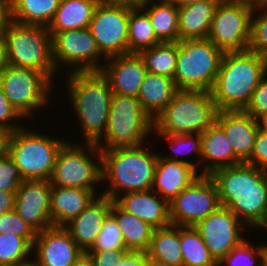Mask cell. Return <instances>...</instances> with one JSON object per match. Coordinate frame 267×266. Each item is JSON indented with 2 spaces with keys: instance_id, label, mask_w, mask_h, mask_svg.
<instances>
[{
  "instance_id": "1",
  "label": "cell",
  "mask_w": 267,
  "mask_h": 266,
  "mask_svg": "<svg viewBox=\"0 0 267 266\" xmlns=\"http://www.w3.org/2000/svg\"><path fill=\"white\" fill-rule=\"evenodd\" d=\"M219 202L249 229L267 231V171L245 162L216 169L210 175Z\"/></svg>"
},
{
  "instance_id": "2",
  "label": "cell",
  "mask_w": 267,
  "mask_h": 266,
  "mask_svg": "<svg viewBox=\"0 0 267 266\" xmlns=\"http://www.w3.org/2000/svg\"><path fill=\"white\" fill-rule=\"evenodd\" d=\"M266 74L264 55L249 50L224 52L211 90L217 110H245Z\"/></svg>"
},
{
  "instance_id": "3",
  "label": "cell",
  "mask_w": 267,
  "mask_h": 266,
  "mask_svg": "<svg viewBox=\"0 0 267 266\" xmlns=\"http://www.w3.org/2000/svg\"><path fill=\"white\" fill-rule=\"evenodd\" d=\"M66 76L68 99L75 109L83 142L96 144L104 136L108 124L113 95L109 80L101 71L73 72Z\"/></svg>"
},
{
  "instance_id": "4",
  "label": "cell",
  "mask_w": 267,
  "mask_h": 266,
  "mask_svg": "<svg viewBox=\"0 0 267 266\" xmlns=\"http://www.w3.org/2000/svg\"><path fill=\"white\" fill-rule=\"evenodd\" d=\"M144 145L100 150L102 183H109L101 195L115 200L121 194L152 189L159 154Z\"/></svg>"
},
{
  "instance_id": "5",
  "label": "cell",
  "mask_w": 267,
  "mask_h": 266,
  "mask_svg": "<svg viewBox=\"0 0 267 266\" xmlns=\"http://www.w3.org/2000/svg\"><path fill=\"white\" fill-rule=\"evenodd\" d=\"M217 111L211 91L178 90L153 121V133H202L215 122Z\"/></svg>"
},
{
  "instance_id": "6",
  "label": "cell",
  "mask_w": 267,
  "mask_h": 266,
  "mask_svg": "<svg viewBox=\"0 0 267 266\" xmlns=\"http://www.w3.org/2000/svg\"><path fill=\"white\" fill-rule=\"evenodd\" d=\"M31 129L23 126L8 133L6 152L24 180H49L58 152L68 140Z\"/></svg>"
},
{
  "instance_id": "7",
  "label": "cell",
  "mask_w": 267,
  "mask_h": 266,
  "mask_svg": "<svg viewBox=\"0 0 267 266\" xmlns=\"http://www.w3.org/2000/svg\"><path fill=\"white\" fill-rule=\"evenodd\" d=\"M7 64L44 73L52 82L56 69L52 57V36L46 26L11 21L5 30Z\"/></svg>"
},
{
  "instance_id": "8",
  "label": "cell",
  "mask_w": 267,
  "mask_h": 266,
  "mask_svg": "<svg viewBox=\"0 0 267 266\" xmlns=\"http://www.w3.org/2000/svg\"><path fill=\"white\" fill-rule=\"evenodd\" d=\"M223 54L208 38L178 41L173 79L178 90L211 91Z\"/></svg>"
},
{
  "instance_id": "9",
  "label": "cell",
  "mask_w": 267,
  "mask_h": 266,
  "mask_svg": "<svg viewBox=\"0 0 267 266\" xmlns=\"http://www.w3.org/2000/svg\"><path fill=\"white\" fill-rule=\"evenodd\" d=\"M153 133V120L144 112L137 97L114 94L104 136L96 143L100 150L136 147Z\"/></svg>"
},
{
  "instance_id": "10",
  "label": "cell",
  "mask_w": 267,
  "mask_h": 266,
  "mask_svg": "<svg viewBox=\"0 0 267 266\" xmlns=\"http://www.w3.org/2000/svg\"><path fill=\"white\" fill-rule=\"evenodd\" d=\"M75 142L67 141L59 150L49 181L52 186L97 190L102 183L101 151L96 144Z\"/></svg>"
},
{
  "instance_id": "11",
  "label": "cell",
  "mask_w": 267,
  "mask_h": 266,
  "mask_svg": "<svg viewBox=\"0 0 267 266\" xmlns=\"http://www.w3.org/2000/svg\"><path fill=\"white\" fill-rule=\"evenodd\" d=\"M0 86L9 103L24 119L29 120L34 117L35 111L38 112L40 107L43 111L42 108L50 103L54 85L38 70L7 65L0 72Z\"/></svg>"
},
{
  "instance_id": "12",
  "label": "cell",
  "mask_w": 267,
  "mask_h": 266,
  "mask_svg": "<svg viewBox=\"0 0 267 266\" xmlns=\"http://www.w3.org/2000/svg\"><path fill=\"white\" fill-rule=\"evenodd\" d=\"M50 34L52 57L57 72L64 66H69L67 73L102 70L106 58L100 53L89 28Z\"/></svg>"
},
{
  "instance_id": "13",
  "label": "cell",
  "mask_w": 267,
  "mask_h": 266,
  "mask_svg": "<svg viewBox=\"0 0 267 266\" xmlns=\"http://www.w3.org/2000/svg\"><path fill=\"white\" fill-rule=\"evenodd\" d=\"M220 206L218 189L210 175H199L169 202L172 225L194 226Z\"/></svg>"
},
{
  "instance_id": "14",
  "label": "cell",
  "mask_w": 267,
  "mask_h": 266,
  "mask_svg": "<svg viewBox=\"0 0 267 266\" xmlns=\"http://www.w3.org/2000/svg\"><path fill=\"white\" fill-rule=\"evenodd\" d=\"M252 12L250 7L223 0L215 9L207 38L223 52L247 50Z\"/></svg>"
},
{
  "instance_id": "15",
  "label": "cell",
  "mask_w": 267,
  "mask_h": 266,
  "mask_svg": "<svg viewBox=\"0 0 267 266\" xmlns=\"http://www.w3.org/2000/svg\"><path fill=\"white\" fill-rule=\"evenodd\" d=\"M129 13L130 8L97 5L89 29L106 59L128 54Z\"/></svg>"
},
{
  "instance_id": "16",
  "label": "cell",
  "mask_w": 267,
  "mask_h": 266,
  "mask_svg": "<svg viewBox=\"0 0 267 266\" xmlns=\"http://www.w3.org/2000/svg\"><path fill=\"white\" fill-rule=\"evenodd\" d=\"M194 227L217 262L245 240L242 233L247 229L233 212L221 205Z\"/></svg>"
},
{
  "instance_id": "17",
  "label": "cell",
  "mask_w": 267,
  "mask_h": 266,
  "mask_svg": "<svg viewBox=\"0 0 267 266\" xmlns=\"http://www.w3.org/2000/svg\"><path fill=\"white\" fill-rule=\"evenodd\" d=\"M32 254L36 266H74L85 258L70 233L56 226L37 232Z\"/></svg>"
},
{
  "instance_id": "18",
  "label": "cell",
  "mask_w": 267,
  "mask_h": 266,
  "mask_svg": "<svg viewBox=\"0 0 267 266\" xmlns=\"http://www.w3.org/2000/svg\"><path fill=\"white\" fill-rule=\"evenodd\" d=\"M51 188L49 180H24L16 191L14 209L36 232L53 227Z\"/></svg>"
},
{
  "instance_id": "19",
  "label": "cell",
  "mask_w": 267,
  "mask_h": 266,
  "mask_svg": "<svg viewBox=\"0 0 267 266\" xmlns=\"http://www.w3.org/2000/svg\"><path fill=\"white\" fill-rule=\"evenodd\" d=\"M101 72L114 94L137 97L148 71L139 54L128 53L107 58Z\"/></svg>"
},
{
  "instance_id": "20",
  "label": "cell",
  "mask_w": 267,
  "mask_h": 266,
  "mask_svg": "<svg viewBox=\"0 0 267 266\" xmlns=\"http://www.w3.org/2000/svg\"><path fill=\"white\" fill-rule=\"evenodd\" d=\"M215 122L224 130L234 154L246 162L254 149L259 123L244 110L217 111Z\"/></svg>"
},
{
  "instance_id": "21",
  "label": "cell",
  "mask_w": 267,
  "mask_h": 266,
  "mask_svg": "<svg viewBox=\"0 0 267 266\" xmlns=\"http://www.w3.org/2000/svg\"><path fill=\"white\" fill-rule=\"evenodd\" d=\"M111 204L112 199L98 195L78 216L64 226L84 253L93 247L105 220L110 215Z\"/></svg>"
},
{
  "instance_id": "22",
  "label": "cell",
  "mask_w": 267,
  "mask_h": 266,
  "mask_svg": "<svg viewBox=\"0 0 267 266\" xmlns=\"http://www.w3.org/2000/svg\"><path fill=\"white\" fill-rule=\"evenodd\" d=\"M114 201L154 229L171 225L169 202L152 189L121 194Z\"/></svg>"
},
{
  "instance_id": "23",
  "label": "cell",
  "mask_w": 267,
  "mask_h": 266,
  "mask_svg": "<svg viewBox=\"0 0 267 266\" xmlns=\"http://www.w3.org/2000/svg\"><path fill=\"white\" fill-rule=\"evenodd\" d=\"M99 190L52 186L50 218L53 226L64 227L78 216L98 195Z\"/></svg>"
},
{
  "instance_id": "24",
  "label": "cell",
  "mask_w": 267,
  "mask_h": 266,
  "mask_svg": "<svg viewBox=\"0 0 267 266\" xmlns=\"http://www.w3.org/2000/svg\"><path fill=\"white\" fill-rule=\"evenodd\" d=\"M199 175L192 165L167 160L159 152L152 190L170 202Z\"/></svg>"
},
{
  "instance_id": "25",
  "label": "cell",
  "mask_w": 267,
  "mask_h": 266,
  "mask_svg": "<svg viewBox=\"0 0 267 266\" xmlns=\"http://www.w3.org/2000/svg\"><path fill=\"white\" fill-rule=\"evenodd\" d=\"M201 138V164H206L201 167L200 175H211L216 169L243 163L234 154L224 130L216 122L201 133Z\"/></svg>"
},
{
  "instance_id": "26",
  "label": "cell",
  "mask_w": 267,
  "mask_h": 266,
  "mask_svg": "<svg viewBox=\"0 0 267 266\" xmlns=\"http://www.w3.org/2000/svg\"><path fill=\"white\" fill-rule=\"evenodd\" d=\"M222 1H200L179 7V41L207 38L215 9Z\"/></svg>"
},
{
  "instance_id": "27",
  "label": "cell",
  "mask_w": 267,
  "mask_h": 266,
  "mask_svg": "<svg viewBox=\"0 0 267 266\" xmlns=\"http://www.w3.org/2000/svg\"><path fill=\"white\" fill-rule=\"evenodd\" d=\"M177 91L173 79L147 72L137 99L144 112L154 121Z\"/></svg>"
},
{
  "instance_id": "28",
  "label": "cell",
  "mask_w": 267,
  "mask_h": 266,
  "mask_svg": "<svg viewBox=\"0 0 267 266\" xmlns=\"http://www.w3.org/2000/svg\"><path fill=\"white\" fill-rule=\"evenodd\" d=\"M110 215L120 228L127 251H148L154 231L152 226L123 210L114 200H112Z\"/></svg>"
},
{
  "instance_id": "29",
  "label": "cell",
  "mask_w": 267,
  "mask_h": 266,
  "mask_svg": "<svg viewBox=\"0 0 267 266\" xmlns=\"http://www.w3.org/2000/svg\"><path fill=\"white\" fill-rule=\"evenodd\" d=\"M97 5L96 0H61L47 27L49 32L89 28Z\"/></svg>"
},
{
  "instance_id": "30",
  "label": "cell",
  "mask_w": 267,
  "mask_h": 266,
  "mask_svg": "<svg viewBox=\"0 0 267 266\" xmlns=\"http://www.w3.org/2000/svg\"><path fill=\"white\" fill-rule=\"evenodd\" d=\"M141 8L148 14L160 42L179 41L177 5L170 0H147Z\"/></svg>"
},
{
  "instance_id": "31",
  "label": "cell",
  "mask_w": 267,
  "mask_h": 266,
  "mask_svg": "<svg viewBox=\"0 0 267 266\" xmlns=\"http://www.w3.org/2000/svg\"><path fill=\"white\" fill-rule=\"evenodd\" d=\"M180 245V226L171 224L164 228L154 229L147 251L149 261L183 266Z\"/></svg>"
},
{
  "instance_id": "32",
  "label": "cell",
  "mask_w": 267,
  "mask_h": 266,
  "mask_svg": "<svg viewBox=\"0 0 267 266\" xmlns=\"http://www.w3.org/2000/svg\"><path fill=\"white\" fill-rule=\"evenodd\" d=\"M61 0H11L12 20L48 27Z\"/></svg>"
},
{
  "instance_id": "33",
  "label": "cell",
  "mask_w": 267,
  "mask_h": 266,
  "mask_svg": "<svg viewBox=\"0 0 267 266\" xmlns=\"http://www.w3.org/2000/svg\"><path fill=\"white\" fill-rule=\"evenodd\" d=\"M161 43L153 30L148 14L142 8H130L128 53H137Z\"/></svg>"
},
{
  "instance_id": "34",
  "label": "cell",
  "mask_w": 267,
  "mask_h": 266,
  "mask_svg": "<svg viewBox=\"0 0 267 266\" xmlns=\"http://www.w3.org/2000/svg\"><path fill=\"white\" fill-rule=\"evenodd\" d=\"M183 266H218L194 226H180Z\"/></svg>"
},
{
  "instance_id": "35",
  "label": "cell",
  "mask_w": 267,
  "mask_h": 266,
  "mask_svg": "<svg viewBox=\"0 0 267 266\" xmlns=\"http://www.w3.org/2000/svg\"><path fill=\"white\" fill-rule=\"evenodd\" d=\"M149 73L174 79L177 42H161L139 53Z\"/></svg>"
},
{
  "instance_id": "36",
  "label": "cell",
  "mask_w": 267,
  "mask_h": 266,
  "mask_svg": "<svg viewBox=\"0 0 267 266\" xmlns=\"http://www.w3.org/2000/svg\"><path fill=\"white\" fill-rule=\"evenodd\" d=\"M155 137L158 136L161 140H166L168 142V147L170 146V150L173 152L165 155H160L162 158L172 161L182 162L188 165H192L197 171H199V167H201V151H202V138L201 133H188V134H159L152 133ZM163 138V139H162ZM193 152V153H192ZM188 153L197 154V158L200 157L199 160H196V163L190 161V158L182 159L181 157L184 155H188ZM199 155V156H198ZM181 156V157H180Z\"/></svg>"
},
{
  "instance_id": "37",
  "label": "cell",
  "mask_w": 267,
  "mask_h": 266,
  "mask_svg": "<svg viewBox=\"0 0 267 266\" xmlns=\"http://www.w3.org/2000/svg\"><path fill=\"white\" fill-rule=\"evenodd\" d=\"M254 245L245 239L223 257L218 266H266L267 244Z\"/></svg>"
},
{
  "instance_id": "38",
  "label": "cell",
  "mask_w": 267,
  "mask_h": 266,
  "mask_svg": "<svg viewBox=\"0 0 267 266\" xmlns=\"http://www.w3.org/2000/svg\"><path fill=\"white\" fill-rule=\"evenodd\" d=\"M32 246L22 237L14 234H0V266L24 263L30 259Z\"/></svg>"
},
{
  "instance_id": "39",
  "label": "cell",
  "mask_w": 267,
  "mask_h": 266,
  "mask_svg": "<svg viewBox=\"0 0 267 266\" xmlns=\"http://www.w3.org/2000/svg\"><path fill=\"white\" fill-rule=\"evenodd\" d=\"M255 13L257 14L255 15ZM247 50L267 56V7L253 9Z\"/></svg>"
},
{
  "instance_id": "40",
  "label": "cell",
  "mask_w": 267,
  "mask_h": 266,
  "mask_svg": "<svg viewBox=\"0 0 267 266\" xmlns=\"http://www.w3.org/2000/svg\"><path fill=\"white\" fill-rule=\"evenodd\" d=\"M9 233L22 236L31 246L37 232L13 209L0 215V234Z\"/></svg>"
},
{
  "instance_id": "41",
  "label": "cell",
  "mask_w": 267,
  "mask_h": 266,
  "mask_svg": "<svg viewBox=\"0 0 267 266\" xmlns=\"http://www.w3.org/2000/svg\"><path fill=\"white\" fill-rule=\"evenodd\" d=\"M109 249H126L120 228L111 215L105 220L93 247L88 251H105Z\"/></svg>"
},
{
  "instance_id": "42",
  "label": "cell",
  "mask_w": 267,
  "mask_h": 266,
  "mask_svg": "<svg viewBox=\"0 0 267 266\" xmlns=\"http://www.w3.org/2000/svg\"><path fill=\"white\" fill-rule=\"evenodd\" d=\"M23 181L19 168L5 151L0 155V191H17Z\"/></svg>"
},
{
  "instance_id": "43",
  "label": "cell",
  "mask_w": 267,
  "mask_h": 266,
  "mask_svg": "<svg viewBox=\"0 0 267 266\" xmlns=\"http://www.w3.org/2000/svg\"><path fill=\"white\" fill-rule=\"evenodd\" d=\"M21 119L22 121H24L23 120L24 118L9 103L7 97L4 95L3 90L0 86V127L3 128L8 133H12L24 126L23 123L21 125L20 121ZM16 120L20 121V123L19 122L17 123Z\"/></svg>"
},
{
  "instance_id": "44",
  "label": "cell",
  "mask_w": 267,
  "mask_h": 266,
  "mask_svg": "<svg viewBox=\"0 0 267 266\" xmlns=\"http://www.w3.org/2000/svg\"><path fill=\"white\" fill-rule=\"evenodd\" d=\"M244 111L257 121L267 115V74L258 83L252 99Z\"/></svg>"
},
{
  "instance_id": "45",
  "label": "cell",
  "mask_w": 267,
  "mask_h": 266,
  "mask_svg": "<svg viewBox=\"0 0 267 266\" xmlns=\"http://www.w3.org/2000/svg\"><path fill=\"white\" fill-rule=\"evenodd\" d=\"M126 253V249L86 251L85 258L91 266H114Z\"/></svg>"
},
{
  "instance_id": "46",
  "label": "cell",
  "mask_w": 267,
  "mask_h": 266,
  "mask_svg": "<svg viewBox=\"0 0 267 266\" xmlns=\"http://www.w3.org/2000/svg\"><path fill=\"white\" fill-rule=\"evenodd\" d=\"M267 171V134L259 129L250 158L245 162Z\"/></svg>"
},
{
  "instance_id": "47",
  "label": "cell",
  "mask_w": 267,
  "mask_h": 266,
  "mask_svg": "<svg viewBox=\"0 0 267 266\" xmlns=\"http://www.w3.org/2000/svg\"><path fill=\"white\" fill-rule=\"evenodd\" d=\"M114 266H150L147 252L127 251L124 257L116 262Z\"/></svg>"
},
{
  "instance_id": "48",
  "label": "cell",
  "mask_w": 267,
  "mask_h": 266,
  "mask_svg": "<svg viewBox=\"0 0 267 266\" xmlns=\"http://www.w3.org/2000/svg\"><path fill=\"white\" fill-rule=\"evenodd\" d=\"M11 21V0H0V35L4 34Z\"/></svg>"
},
{
  "instance_id": "49",
  "label": "cell",
  "mask_w": 267,
  "mask_h": 266,
  "mask_svg": "<svg viewBox=\"0 0 267 266\" xmlns=\"http://www.w3.org/2000/svg\"><path fill=\"white\" fill-rule=\"evenodd\" d=\"M147 0H96L101 6H122L126 8H141Z\"/></svg>"
},
{
  "instance_id": "50",
  "label": "cell",
  "mask_w": 267,
  "mask_h": 266,
  "mask_svg": "<svg viewBox=\"0 0 267 266\" xmlns=\"http://www.w3.org/2000/svg\"><path fill=\"white\" fill-rule=\"evenodd\" d=\"M16 191H0V215L14 209Z\"/></svg>"
},
{
  "instance_id": "51",
  "label": "cell",
  "mask_w": 267,
  "mask_h": 266,
  "mask_svg": "<svg viewBox=\"0 0 267 266\" xmlns=\"http://www.w3.org/2000/svg\"><path fill=\"white\" fill-rule=\"evenodd\" d=\"M229 3L244 5L252 9H260L267 7V0H225Z\"/></svg>"
},
{
  "instance_id": "52",
  "label": "cell",
  "mask_w": 267,
  "mask_h": 266,
  "mask_svg": "<svg viewBox=\"0 0 267 266\" xmlns=\"http://www.w3.org/2000/svg\"><path fill=\"white\" fill-rule=\"evenodd\" d=\"M7 53L3 35H0V72L7 66Z\"/></svg>"
},
{
  "instance_id": "53",
  "label": "cell",
  "mask_w": 267,
  "mask_h": 266,
  "mask_svg": "<svg viewBox=\"0 0 267 266\" xmlns=\"http://www.w3.org/2000/svg\"><path fill=\"white\" fill-rule=\"evenodd\" d=\"M8 132L0 127V155L6 151Z\"/></svg>"
},
{
  "instance_id": "54",
  "label": "cell",
  "mask_w": 267,
  "mask_h": 266,
  "mask_svg": "<svg viewBox=\"0 0 267 266\" xmlns=\"http://www.w3.org/2000/svg\"><path fill=\"white\" fill-rule=\"evenodd\" d=\"M178 7L188 6L200 1H223V0H170Z\"/></svg>"
},
{
  "instance_id": "55",
  "label": "cell",
  "mask_w": 267,
  "mask_h": 266,
  "mask_svg": "<svg viewBox=\"0 0 267 266\" xmlns=\"http://www.w3.org/2000/svg\"><path fill=\"white\" fill-rule=\"evenodd\" d=\"M260 130L267 134V115L258 120Z\"/></svg>"
},
{
  "instance_id": "56",
  "label": "cell",
  "mask_w": 267,
  "mask_h": 266,
  "mask_svg": "<svg viewBox=\"0 0 267 266\" xmlns=\"http://www.w3.org/2000/svg\"><path fill=\"white\" fill-rule=\"evenodd\" d=\"M9 266H36V264L33 259L32 260L30 259L24 263L16 264V265H9Z\"/></svg>"
},
{
  "instance_id": "57",
  "label": "cell",
  "mask_w": 267,
  "mask_h": 266,
  "mask_svg": "<svg viewBox=\"0 0 267 266\" xmlns=\"http://www.w3.org/2000/svg\"><path fill=\"white\" fill-rule=\"evenodd\" d=\"M74 266H91L90 263L86 260V258H83L78 264Z\"/></svg>"
},
{
  "instance_id": "58",
  "label": "cell",
  "mask_w": 267,
  "mask_h": 266,
  "mask_svg": "<svg viewBox=\"0 0 267 266\" xmlns=\"http://www.w3.org/2000/svg\"><path fill=\"white\" fill-rule=\"evenodd\" d=\"M150 266H173L162 262H150Z\"/></svg>"
},
{
  "instance_id": "59",
  "label": "cell",
  "mask_w": 267,
  "mask_h": 266,
  "mask_svg": "<svg viewBox=\"0 0 267 266\" xmlns=\"http://www.w3.org/2000/svg\"><path fill=\"white\" fill-rule=\"evenodd\" d=\"M265 58H266V73H267V56H265Z\"/></svg>"
}]
</instances>
